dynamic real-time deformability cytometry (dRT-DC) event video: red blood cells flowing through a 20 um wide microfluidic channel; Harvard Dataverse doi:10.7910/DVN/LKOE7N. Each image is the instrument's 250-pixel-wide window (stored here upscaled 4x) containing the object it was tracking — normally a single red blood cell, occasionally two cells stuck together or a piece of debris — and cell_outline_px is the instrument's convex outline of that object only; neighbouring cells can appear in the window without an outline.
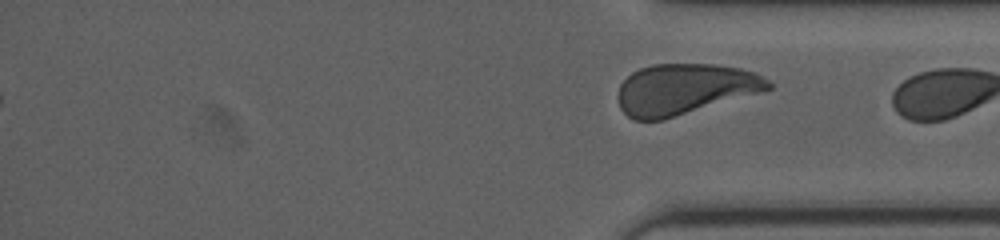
{"species": "human", "species_latin": "Homo sapiens", "temperature_condition": "cold", "stored_images_in_passage": 35, "segment_of_instrument_passage": [2, 2], "camera_frame_rate_fps": 3000, "um_per_image_px": 0.085, "donor": {"sex": "female"}, "frame": {"image": 1, "passage_image": 35, "time_ms": 17.667, "image_size_px": [1000, 240], "cell_outline_px": [[772, 88], [664, 120], [636, 120], [628, 116], [620, 108], [616, 96], [620, 84], [632, 72], [640, 68], [652, 64], [716, 64], [740, 68], [756, 72], [768, 80], [772, 84]], "centroid_in_image_um": [58.15, 7.57], "position_along_channel_um": 377.0, "area_um2": 44.45}}